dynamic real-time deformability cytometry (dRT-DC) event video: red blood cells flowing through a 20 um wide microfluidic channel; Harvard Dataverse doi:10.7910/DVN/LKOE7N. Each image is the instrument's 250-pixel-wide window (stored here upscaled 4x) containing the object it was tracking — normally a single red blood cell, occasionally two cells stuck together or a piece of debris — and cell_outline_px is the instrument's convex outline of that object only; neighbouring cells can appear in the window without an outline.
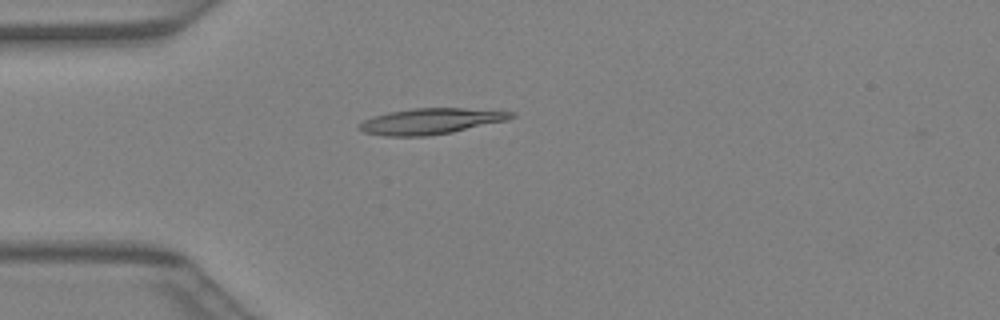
{"species": "Egyptian fruit bat (a non-hibernating species)", "species_latin": "Rousettus aegyptiacus", "temperature_condition": "warm", "stored_images_in_passage": 30, "camera_frame_rate_fps": 3000, "um_per_image_px": 0.085, "animal": {"sex": "female"}, "frame": {"image": 1, "passage_image": 1, "time_ms": 0.0, "image_size_px": [1000, 320], "cell_outline_px": [[516, 116], [508, 120], [452, 132], [428, 136], [388, 136], [364, 132], [356, 128], [356, 124], [372, 116], [388, 112], [412, 108], [464, 108], [516, 112]], "centroid_in_image_um": [36.59, 10.3], "position_along_channel_um": 48.4, "area_um2": 23.06}}
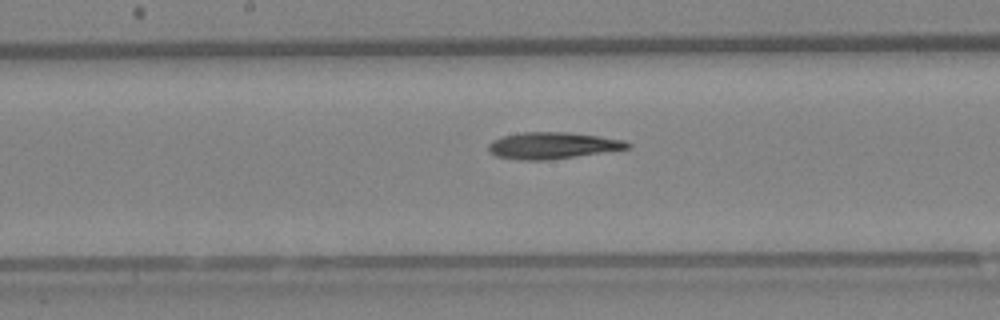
{"frame": {"image": 2, "passage_image": 11, "time_ms": 3.333, "image_size_px": [1000, 320], "cell_outline_px": [[632, 148], [548, 160], [524, 160], [496, 156], [488, 152], [488, 144], [492, 140], [504, 136], [520, 132], [568, 132], [624, 140], [632, 144]], "centroid_in_image_um": [46.96, 12.37], "position_along_channel_um": 201.2, "area_um2": 21.5}}
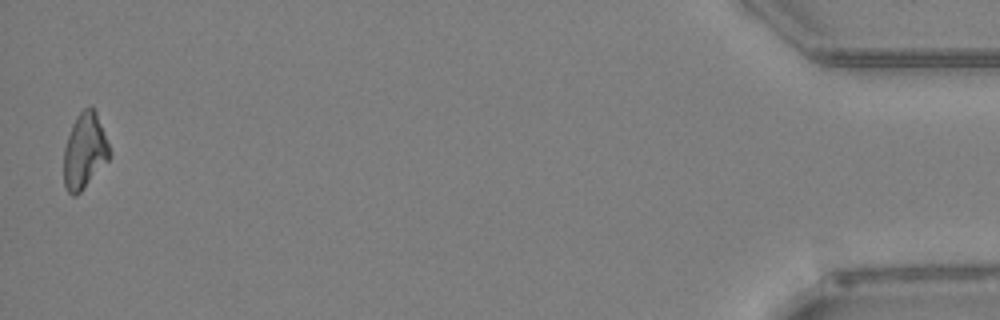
{"frame": {"image": 3, "passage_image": 30, "time_ms": 9.667, "image_size_px": [1000, 320], "cell_outline_px": [[112, 156], [80, 192], [76, 196], [72, 196], [68, 192], [64, 184], [64, 148], [72, 124], [76, 116], [84, 108], [92, 108], [96, 112], [112, 152]], "centroid_in_image_um": [7.2, 12.85], "position_along_channel_um": 428.0, "area_um2": 20.06}}